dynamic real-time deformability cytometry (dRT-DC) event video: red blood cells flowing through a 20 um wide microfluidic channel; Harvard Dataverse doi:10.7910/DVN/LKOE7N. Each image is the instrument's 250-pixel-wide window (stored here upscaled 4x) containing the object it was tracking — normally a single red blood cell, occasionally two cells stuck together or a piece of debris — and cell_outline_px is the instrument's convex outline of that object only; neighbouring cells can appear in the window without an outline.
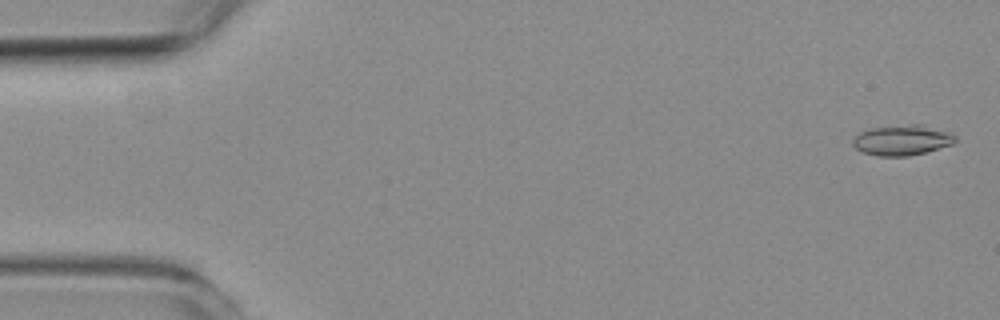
{"species": "common noctule bat (a hibernating species)", "species_latin": "Nyctalus noctula", "temperature_condition": "room temperature", "stored_images_in_passage": 48, "camera_frame_rate_fps": 3000, "um_per_image_px": 0.085, "animal": {"sex": "female", "body_mass_g": 19.3, "forearm_length_mm": 54.1}, "frame": {"image": 1, "passage_image": 2, "time_ms": 0.333, "image_size_px": [1000, 320], "cell_outline_px": [[956, 140], [952, 144], [924, 152], [908, 156], [880, 156], [864, 152], [856, 148], [852, 144], [852, 140], [860, 132], [872, 128], [912, 124], [924, 124], [948, 132], [956, 136]], "centroid_in_image_um": [76.68, 11.9], "position_along_channel_um": 8.3, "area_um2": 17.86}}
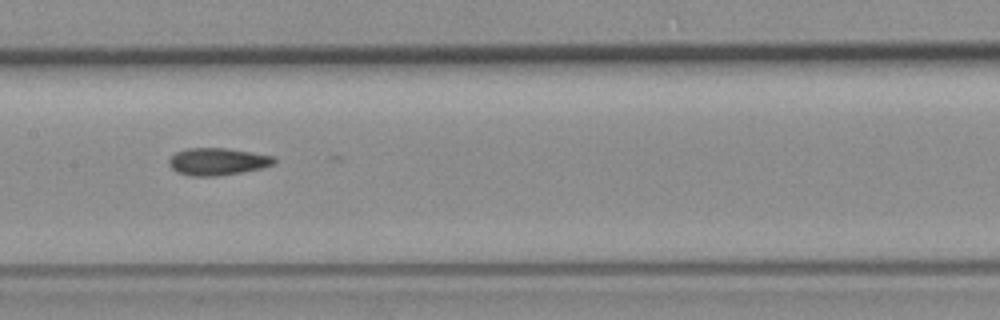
{"frame": {"image": 2, "passage_image": 27, "time_ms": 8.667, "image_size_px": [1000, 320], "cell_outline_px": [[276, 160], [272, 164], [260, 168], [240, 172], [216, 176], [188, 176], [176, 172], [168, 164], [168, 160], [176, 152], [188, 148], [228, 148], [276, 156]], "centroid_in_image_um": [18.47, 13.73], "position_along_channel_um": 188.9, "area_um2": 16.7}}
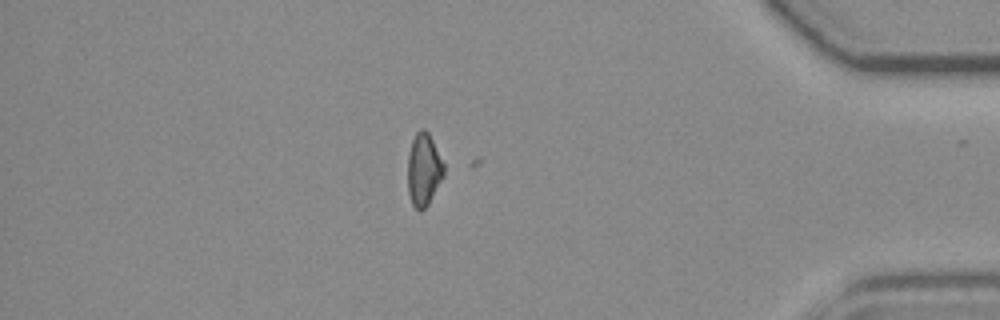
{"frame": {"image": 3, "passage_image": 47, "time_ms": 15.333, "image_size_px": [1000, 320], "cell_outline_px": [[444, 176], [428, 204], [420, 212], [412, 204], [408, 192], [408, 156], [412, 140], [416, 132], [420, 128], [424, 128], [428, 132], [444, 164]], "centroid_in_image_um": [36.01, 14.41], "position_along_channel_um": 399.2, "area_um2": 15.2}}